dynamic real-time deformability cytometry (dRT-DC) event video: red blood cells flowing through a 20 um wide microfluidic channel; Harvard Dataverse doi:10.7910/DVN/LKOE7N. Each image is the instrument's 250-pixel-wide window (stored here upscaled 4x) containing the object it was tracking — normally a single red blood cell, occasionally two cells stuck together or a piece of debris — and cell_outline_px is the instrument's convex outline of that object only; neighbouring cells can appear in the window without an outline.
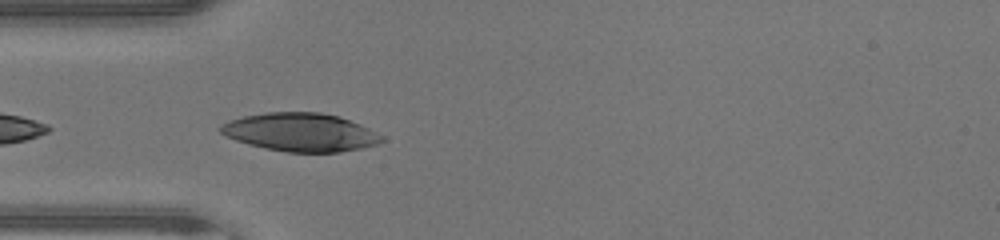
{"species": "human", "species_latin": "Homo sapiens", "temperature_condition": "warm", "stored_images_in_passage": 9, "camera_frame_rate_fps": 3000, "um_per_image_px": 0.085, "donor": {"sex": "male"}, "frame": {"image": 1, "passage_image": 1, "time_ms": 0.0, "image_size_px": [1000, 240], "cell_outline_px": [[384, 140], [376, 144], [360, 148], [340, 152], [288, 152], [264, 148], [248, 144], [224, 136], [220, 132], [220, 124], [228, 120], [244, 116], [268, 112], [320, 112], [340, 116], [360, 124], [384, 136]], "centroid_in_image_um": [25.52, 11.23], "position_along_channel_um": 59.5, "area_um2": 36.01}}
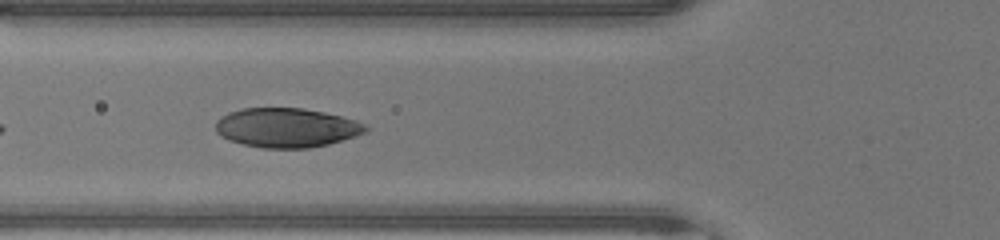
{"frame": {"image": 2, "passage_image": 4, "time_ms": 1.0, "image_size_px": [1000, 240], "cell_outline_px": [[368, 132], [356, 136], [328, 144], [308, 148], [264, 148], [244, 144], [228, 140], [220, 136], [216, 132], [216, 120], [220, 116], [228, 112], [240, 108], [304, 108], [324, 112], [356, 120], [364, 124], [368, 128]], "centroid_in_image_um": [24.34, 10.85], "position_along_channel_um": 101.5, "area_um2": 34.56}}
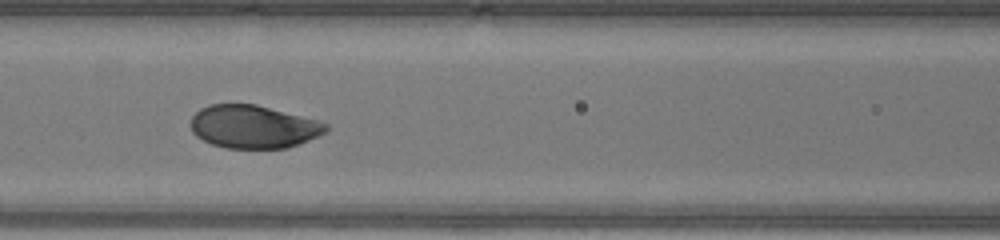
{"frame": {"image": 3, "passage_image": 7, "time_ms": 2.0, "image_size_px": [1000, 240], "cell_outline_px": [[328, 128], [320, 136], [288, 148], [228, 148], [212, 144], [196, 136], [192, 132], [192, 116], [200, 108], [208, 104], [256, 104], [320, 120], [328, 124]], "centroid_in_image_um": [21.57, 10.76], "position_along_channel_um": 145.0, "area_um2": 34.04}}